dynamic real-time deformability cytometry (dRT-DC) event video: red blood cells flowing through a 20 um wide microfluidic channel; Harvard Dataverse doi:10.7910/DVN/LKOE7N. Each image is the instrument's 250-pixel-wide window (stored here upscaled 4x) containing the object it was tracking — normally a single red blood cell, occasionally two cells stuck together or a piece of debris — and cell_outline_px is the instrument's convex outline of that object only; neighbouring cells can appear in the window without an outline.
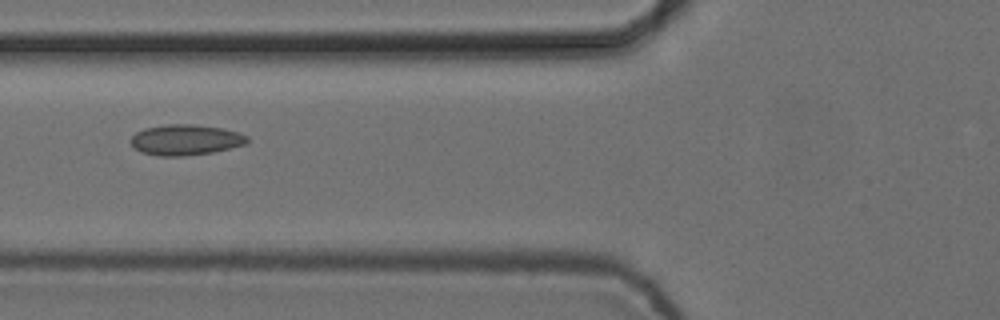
{"species": "common noctule bat (a hibernating species)", "species_latin": "Nyctalus noctula", "temperature_condition": "cold", "stored_images_in_passage": 4, "camera_frame_rate_fps": 3000, "um_per_image_px": 0.085, "animal": {"sex": "female", "body_mass_g": 24.6, "forearm_length_mm": 56.2}, "frame": {"image": 1, "passage_image": 4, "time_ms": 1.0, "image_size_px": [1000, 320], "cell_outline_px": [[248, 140], [244, 144], [212, 152], [184, 156], [156, 156], [140, 152], [128, 140], [136, 132], [144, 128], [168, 124], [192, 124], [224, 128], [240, 132], [248, 136]], "centroid_in_image_um": [15.75, 11.88], "position_along_channel_um": 110.1, "area_um2": 20.87}}